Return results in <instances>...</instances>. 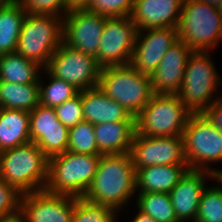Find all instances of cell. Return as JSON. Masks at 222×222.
I'll return each instance as SVG.
<instances>
[{
    "instance_id": "obj_1",
    "label": "cell",
    "mask_w": 222,
    "mask_h": 222,
    "mask_svg": "<svg viewBox=\"0 0 222 222\" xmlns=\"http://www.w3.org/2000/svg\"><path fill=\"white\" fill-rule=\"evenodd\" d=\"M136 192V170L129 153L106 154L101 155L95 177L83 198L119 212Z\"/></svg>"
},
{
    "instance_id": "obj_2",
    "label": "cell",
    "mask_w": 222,
    "mask_h": 222,
    "mask_svg": "<svg viewBox=\"0 0 222 222\" xmlns=\"http://www.w3.org/2000/svg\"><path fill=\"white\" fill-rule=\"evenodd\" d=\"M49 158L34 142L0 153V179L22 194L45 189Z\"/></svg>"
},
{
    "instance_id": "obj_3",
    "label": "cell",
    "mask_w": 222,
    "mask_h": 222,
    "mask_svg": "<svg viewBox=\"0 0 222 222\" xmlns=\"http://www.w3.org/2000/svg\"><path fill=\"white\" fill-rule=\"evenodd\" d=\"M101 155L65 151L49 158L45 191L83 197L91 185Z\"/></svg>"
},
{
    "instance_id": "obj_4",
    "label": "cell",
    "mask_w": 222,
    "mask_h": 222,
    "mask_svg": "<svg viewBox=\"0 0 222 222\" xmlns=\"http://www.w3.org/2000/svg\"><path fill=\"white\" fill-rule=\"evenodd\" d=\"M98 87L134 117L153 95L150 75L140 73L131 64L102 68Z\"/></svg>"
},
{
    "instance_id": "obj_5",
    "label": "cell",
    "mask_w": 222,
    "mask_h": 222,
    "mask_svg": "<svg viewBox=\"0 0 222 222\" xmlns=\"http://www.w3.org/2000/svg\"><path fill=\"white\" fill-rule=\"evenodd\" d=\"M177 32L193 52L213 50L222 41L219 9L199 0H184Z\"/></svg>"
},
{
    "instance_id": "obj_6",
    "label": "cell",
    "mask_w": 222,
    "mask_h": 222,
    "mask_svg": "<svg viewBox=\"0 0 222 222\" xmlns=\"http://www.w3.org/2000/svg\"><path fill=\"white\" fill-rule=\"evenodd\" d=\"M191 114L177 94H153L135 117L136 132L151 137L182 136Z\"/></svg>"
},
{
    "instance_id": "obj_7",
    "label": "cell",
    "mask_w": 222,
    "mask_h": 222,
    "mask_svg": "<svg viewBox=\"0 0 222 222\" xmlns=\"http://www.w3.org/2000/svg\"><path fill=\"white\" fill-rule=\"evenodd\" d=\"M210 56L209 52H193L187 61L177 95L192 113H203L219 98L214 93L222 82Z\"/></svg>"
},
{
    "instance_id": "obj_8",
    "label": "cell",
    "mask_w": 222,
    "mask_h": 222,
    "mask_svg": "<svg viewBox=\"0 0 222 222\" xmlns=\"http://www.w3.org/2000/svg\"><path fill=\"white\" fill-rule=\"evenodd\" d=\"M63 17L27 13L16 52L45 67L63 42Z\"/></svg>"
},
{
    "instance_id": "obj_9",
    "label": "cell",
    "mask_w": 222,
    "mask_h": 222,
    "mask_svg": "<svg viewBox=\"0 0 222 222\" xmlns=\"http://www.w3.org/2000/svg\"><path fill=\"white\" fill-rule=\"evenodd\" d=\"M186 162L191 170H206L216 176L220 169L211 163L222 162V133L203 113H192L183 131Z\"/></svg>"
},
{
    "instance_id": "obj_10",
    "label": "cell",
    "mask_w": 222,
    "mask_h": 222,
    "mask_svg": "<svg viewBox=\"0 0 222 222\" xmlns=\"http://www.w3.org/2000/svg\"><path fill=\"white\" fill-rule=\"evenodd\" d=\"M44 69L53 77L64 80L79 91L98 86L101 68L90 54L61 43Z\"/></svg>"
},
{
    "instance_id": "obj_11",
    "label": "cell",
    "mask_w": 222,
    "mask_h": 222,
    "mask_svg": "<svg viewBox=\"0 0 222 222\" xmlns=\"http://www.w3.org/2000/svg\"><path fill=\"white\" fill-rule=\"evenodd\" d=\"M137 29L130 16L106 18L95 57L102 69L109 66L129 65L135 45Z\"/></svg>"
},
{
    "instance_id": "obj_12",
    "label": "cell",
    "mask_w": 222,
    "mask_h": 222,
    "mask_svg": "<svg viewBox=\"0 0 222 222\" xmlns=\"http://www.w3.org/2000/svg\"><path fill=\"white\" fill-rule=\"evenodd\" d=\"M129 155L135 170L154 165H188L182 136L151 137L135 132Z\"/></svg>"
},
{
    "instance_id": "obj_13",
    "label": "cell",
    "mask_w": 222,
    "mask_h": 222,
    "mask_svg": "<svg viewBox=\"0 0 222 222\" xmlns=\"http://www.w3.org/2000/svg\"><path fill=\"white\" fill-rule=\"evenodd\" d=\"M106 18L88 10L67 12L63 16V43L96 57Z\"/></svg>"
},
{
    "instance_id": "obj_14",
    "label": "cell",
    "mask_w": 222,
    "mask_h": 222,
    "mask_svg": "<svg viewBox=\"0 0 222 222\" xmlns=\"http://www.w3.org/2000/svg\"><path fill=\"white\" fill-rule=\"evenodd\" d=\"M73 212L74 196L41 190L22 195L19 219L22 222H71Z\"/></svg>"
},
{
    "instance_id": "obj_15",
    "label": "cell",
    "mask_w": 222,
    "mask_h": 222,
    "mask_svg": "<svg viewBox=\"0 0 222 222\" xmlns=\"http://www.w3.org/2000/svg\"><path fill=\"white\" fill-rule=\"evenodd\" d=\"M178 39L177 28L173 27L137 31L130 64L140 73L151 75Z\"/></svg>"
},
{
    "instance_id": "obj_16",
    "label": "cell",
    "mask_w": 222,
    "mask_h": 222,
    "mask_svg": "<svg viewBox=\"0 0 222 222\" xmlns=\"http://www.w3.org/2000/svg\"><path fill=\"white\" fill-rule=\"evenodd\" d=\"M191 48L178 39L166 52L156 70L150 75L153 94H177L182 80Z\"/></svg>"
},
{
    "instance_id": "obj_17",
    "label": "cell",
    "mask_w": 222,
    "mask_h": 222,
    "mask_svg": "<svg viewBox=\"0 0 222 222\" xmlns=\"http://www.w3.org/2000/svg\"><path fill=\"white\" fill-rule=\"evenodd\" d=\"M216 177L206 170L189 169L171 189L169 195L179 222H190L191 219L195 222L202 193L207 187L205 178L214 180Z\"/></svg>"
},
{
    "instance_id": "obj_18",
    "label": "cell",
    "mask_w": 222,
    "mask_h": 222,
    "mask_svg": "<svg viewBox=\"0 0 222 222\" xmlns=\"http://www.w3.org/2000/svg\"><path fill=\"white\" fill-rule=\"evenodd\" d=\"M184 0H134L130 15L137 31L177 28Z\"/></svg>"
},
{
    "instance_id": "obj_19",
    "label": "cell",
    "mask_w": 222,
    "mask_h": 222,
    "mask_svg": "<svg viewBox=\"0 0 222 222\" xmlns=\"http://www.w3.org/2000/svg\"><path fill=\"white\" fill-rule=\"evenodd\" d=\"M84 120L91 124L135 122V117L98 86L81 91Z\"/></svg>"
},
{
    "instance_id": "obj_20",
    "label": "cell",
    "mask_w": 222,
    "mask_h": 222,
    "mask_svg": "<svg viewBox=\"0 0 222 222\" xmlns=\"http://www.w3.org/2000/svg\"><path fill=\"white\" fill-rule=\"evenodd\" d=\"M188 165H154L136 170L138 193H169L189 170Z\"/></svg>"
},
{
    "instance_id": "obj_21",
    "label": "cell",
    "mask_w": 222,
    "mask_h": 222,
    "mask_svg": "<svg viewBox=\"0 0 222 222\" xmlns=\"http://www.w3.org/2000/svg\"><path fill=\"white\" fill-rule=\"evenodd\" d=\"M135 132V122H112L94 125L96 143L102 155L129 153Z\"/></svg>"
},
{
    "instance_id": "obj_22",
    "label": "cell",
    "mask_w": 222,
    "mask_h": 222,
    "mask_svg": "<svg viewBox=\"0 0 222 222\" xmlns=\"http://www.w3.org/2000/svg\"><path fill=\"white\" fill-rule=\"evenodd\" d=\"M31 142L30 113L0 108V153Z\"/></svg>"
},
{
    "instance_id": "obj_23",
    "label": "cell",
    "mask_w": 222,
    "mask_h": 222,
    "mask_svg": "<svg viewBox=\"0 0 222 222\" xmlns=\"http://www.w3.org/2000/svg\"><path fill=\"white\" fill-rule=\"evenodd\" d=\"M43 69L39 63L17 52L0 55V81L16 84L36 83L39 82Z\"/></svg>"
},
{
    "instance_id": "obj_24",
    "label": "cell",
    "mask_w": 222,
    "mask_h": 222,
    "mask_svg": "<svg viewBox=\"0 0 222 222\" xmlns=\"http://www.w3.org/2000/svg\"><path fill=\"white\" fill-rule=\"evenodd\" d=\"M26 14L17 0L0 8V55L16 52Z\"/></svg>"
},
{
    "instance_id": "obj_25",
    "label": "cell",
    "mask_w": 222,
    "mask_h": 222,
    "mask_svg": "<svg viewBox=\"0 0 222 222\" xmlns=\"http://www.w3.org/2000/svg\"><path fill=\"white\" fill-rule=\"evenodd\" d=\"M39 104V82L16 84L0 81V108L31 112Z\"/></svg>"
},
{
    "instance_id": "obj_26",
    "label": "cell",
    "mask_w": 222,
    "mask_h": 222,
    "mask_svg": "<svg viewBox=\"0 0 222 222\" xmlns=\"http://www.w3.org/2000/svg\"><path fill=\"white\" fill-rule=\"evenodd\" d=\"M135 196L138 210L149 215L156 222H179L169 193H138Z\"/></svg>"
},
{
    "instance_id": "obj_27",
    "label": "cell",
    "mask_w": 222,
    "mask_h": 222,
    "mask_svg": "<svg viewBox=\"0 0 222 222\" xmlns=\"http://www.w3.org/2000/svg\"><path fill=\"white\" fill-rule=\"evenodd\" d=\"M31 142L50 158L68 149L69 129L67 127L30 128Z\"/></svg>"
},
{
    "instance_id": "obj_28",
    "label": "cell",
    "mask_w": 222,
    "mask_h": 222,
    "mask_svg": "<svg viewBox=\"0 0 222 222\" xmlns=\"http://www.w3.org/2000/svg\"><path fill=\"white\" fill-rule=\"evenodd\" d=\"M42 73L47 74L50 81L48 82V85L45 86L41 80L42 77L40 76V105L54 108L61 105L66 100L73 98L79 93V90L73 85L64 80L51 76L45 69H43Z\"/></svg>"
},
{
    "instance_id": "obj_29",
    "label": "cell",
    "mask_w": 222,
    "mask_h": 222,
    "mask_svg": "<svg viewBox=\"0 0 222 222\" xmlns=\"http://www.w3.org/2000/svg\"><path fill=\"white\" fill-rule=\"evenodd\" d=\"M117 213L116 210L106 205L74 196V212L71 222H115Z\"/></svg>"
},
{
    "instance_id": "obj_30",
    "label": "cell",
    "mask_w": 222,
    "mask_h": 222,
    "mask_svg": "<svg viewBox=\"0 0 222 222\" xmlns=\"http://www.w3.org/2000/svg\"><path fill=\"white\" fill-rule=\"evenodd\" d=\"M67 151L79 154L102 155L96 143L94 125L84 120L69 128Z\"/></svg>"
},
{
    "instance_id": "obj_31",
    "label": "cell",
    "mask_w": 222,
    "mask_h": 222,
    "mask_svg": "<svg viewBox=\"0 0 222 222\" xmlns=\"http://www.w3.org/2000/svg\"><path fill=\"white\" fill-rule=\"evenodd\" d=\"M219 186H208L202 193L195 222H222V180Z\"/></svg>"
},
{
    "instance_id": "obj_32",
    "label": "cell",
    "mask_w": 222,
    "mask_h": 222,
    "mask_svg": "<svg viewBox=\"0 0 222 222\" xmlns=\"http://www.w3.org/2000/svg\"><path fill=\"white\" fill-rule=\"evenodd\" d=\"M22 193L0 179V221L19 218Z\"/></svg>"
},
{
    "instance_id": "obj_33",
    "label": "cell",
    "mask_w": 222,
    "mask_h": 222,
    "mask_svg": "<svg viewBox=\"0 0 222 222\" xmlns=\"http://www.w3.org/2000/svg\"><path fill=\"white\" fill-rule=\"evenodd\" d=\"M134 0H90L88 11L107 18L130 16Z\"/></svg>"
},
{
    "instance_id": "obj_34",
    "label": "cell",
    "mask_w": 222,
    "mask_h": 222,
    "mask_svg": "<svg viewBox=\"0 0 222 222\" xmlns=\"http://www.w3.org/2000/svg\"><path fill=\"white\" fill-rule=\"evenodd\" d=\"M57 119L68 129L79 122L84 121V114L81 101V91L73 98L66 100L61 105L54 107Z\"/></svg>"
},
{
    "instance_id": "obj_35",
    "label": "cell",
    "mask_w": 222,
    "mask_h": 222,
    "mask_svg": "<svg viewBox=\"0 0 222 222\" xmlns=\"http://www.w3.org/2000/svg\"><path fill=\"white\" fill-rule=\"evenodd\" d=\"M27 13L55 15L63 17L65 15L66 0H17Z\"/></svg>"
},
{
    "instance_id": "obj_36",
    "label": "cell",
    "mask_w": 222,
    "mask_h": 222,
    "mask_svg": "<svg viewBox=\"0 0 222 222\" xmlns=\"http://www.w3.org/2000/svg\"><path fill=\"white\" fill-rule=\"evenodd\" d=\"M30 113V128L66 127L58 119L54 108L38 105Z\"/></svg>"
},
{
    "instance_id": "obj_37",
    "label": "cell",
    "mask_w": 222,
    "mask_h": 222,
    "mask_svg": "<svg viewBox=\"0 0 222 222\" xmlns=\"http://www.w3.org/2000/svg\"><path fill=\"white\" fill-rule=\"evenodd\" d=\"M203 114L222 133V95Z\"/></svg>"
},
{
    "instance_id": "obj_38",
    "label": "cell",
    "mask_w": 222,
    "mask_h": 222,
    "mask_svg": "<svg viewBox=\"0 0 222 222\" xmlns=\"http://www.w3.org/2000/svg\"><path fill=\"white\" fill-rule=\"evenodd\" d=\"M90 7V0H66L65 14L74 10H88Z\"/></svg>"
},
{
    "instance_id": "obj_39",
    "label": "cell",
    "mask_w": 222,
    "mask_h": 222,
    "mask_svg": "<svg viewBox=\"0 0 222 222\" xmlns=\"http://www.w3.org/2000/svg\"><path fill=\"white\" fill-rule=\"evenodd\" d=\"M132 222H156V221L152 217H150L149 215L138 210L137 214L133 218Z\"/></svg>"
},
{
    "instance_id": "obj_40",
    "label": "cell",
    "mask_w": 222,
    "mask_h": 222,
    "mask_svg": "<svg viewBox=\"0 0 222 222\" xmlns=\"http://www.w3.org/2000/svg\"><path fill=\"white\" fill-rule=\"evenodd\" d=\"M199 1L209 4L210 6H215L218 8V6L222 0H199Z\"/></svg>"
},
{
    "instance_id": "obj_41",
    "label": "cell",
    "mask_w": 222,
    "mask_h": 222,
    "mask_svg": "<svg viewBox=\"0 0 222 222\" xmlns=\"http://www.w3.org/2000/svg\"><path fill=\"white\" fill-rule=\"evenodd\" d=\"M13 0H0V8L12 2Z\"/></svg>"
},
{
    "instance_id": "obj_42",
    "label": "cell",
    "mask_w": 222,
    "mask_h": 222,
    "mask_svg": "<svg viewBox=\"0 0 222 222\" xmlns=\"http://www.w3.org/2000/svg\"><path fill=\"white\" fill-rule=\"evenodd\" d=\"M0 222H22L19 218L14 220H8V221H0Z\"/></svg>"
},
{
    "instance_id": "obj_43",
    "label": "cell",
    "mask_w": 222,
    "mask_h": 222,
    "mask_svg": "<svg viewBox=\"0 0 222 222\" xmlns=\"http://www.w3.org/2000/svg\"><path fill=\"white\" fill-rule=\"evenodd\" d=\"M218 9H219V12H220V14L222 16V1L220 2L219 6H218Z\"/></svg>"
}]
</instances>
